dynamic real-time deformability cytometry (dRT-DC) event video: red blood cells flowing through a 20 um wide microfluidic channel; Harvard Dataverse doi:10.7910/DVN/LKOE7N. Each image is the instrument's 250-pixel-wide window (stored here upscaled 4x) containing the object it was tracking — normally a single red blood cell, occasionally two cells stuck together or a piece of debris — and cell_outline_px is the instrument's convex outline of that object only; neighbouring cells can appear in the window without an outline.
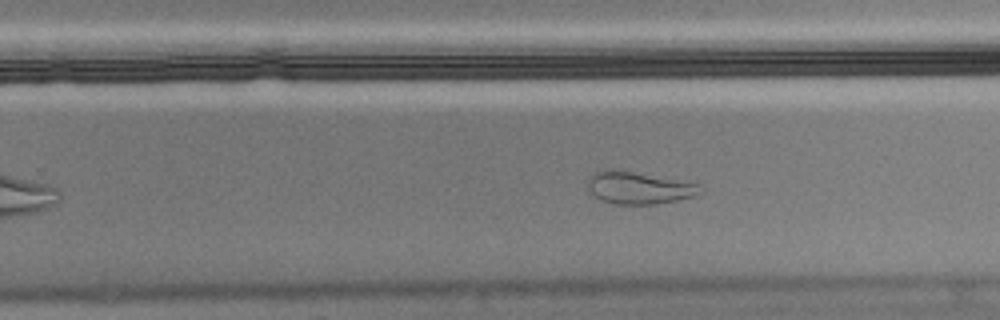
{"species": "Egyptian fruit bat (a non-hibernating species)", "species_latin": "Rousettus aegyptiacus", "temperature_condition": "cold", "stored_images_in_passage": 51, "camera_frame_rate_fps": 3000, "um_per_image_px": 0.085, "animal": {"sex": "male"}, "frame": {"image": 1, "passage_image": 30, "time_ms": 9.667, "image_size_px": [1000, 320], "cell_outline_px": [[704, 192], [696, 196], [656, 204], [612, 204], [600, 200], [588, 188], [588, 176], [592, 172], [612, 168], [700, 184], [704, 188]], "centroid_in_image_um": [54.31, 15.96], "position_along_channel_um": 275.5, "area_um2": 21.33}}